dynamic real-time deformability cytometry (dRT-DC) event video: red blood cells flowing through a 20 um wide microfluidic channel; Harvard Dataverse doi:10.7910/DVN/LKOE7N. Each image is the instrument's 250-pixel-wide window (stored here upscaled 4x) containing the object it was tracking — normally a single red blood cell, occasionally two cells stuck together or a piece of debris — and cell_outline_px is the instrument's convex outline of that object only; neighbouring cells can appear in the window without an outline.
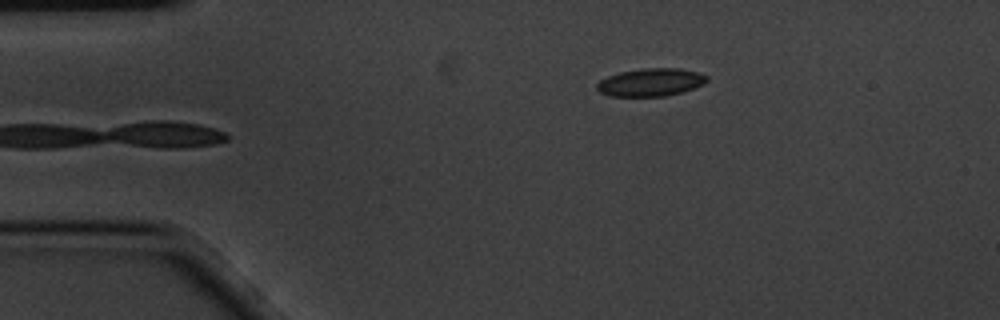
{"species": "common noctule bat (a hibernating species)", "species_latin": "Nyctalus noctula", "temperature_condition": "cold", "stored_images_in_passage": 2, "camera_frame_rate_fps": 3000, "um_per_image_px": 0.085, "animal": {"sex": "male", "body_mass_g": 20.1, "forearm_length_mm": 53.5}, "frame": {"image": 1, "passage_image": 2, "time_ms": 0.333, "image_size_px": [1000, 320], "cell_outline_px": [[708, 80], [704, 84], [680, 92], [664, 96], [608, 96], [600, 92], [596, 88], [596, 84], [600, 80], [608, 76], [620, 72], [644, 68], [680, 68], [700, 72], [708, 76]], "centroid_in_image_um": [55.31, 6.98], "position_along_channel_um": 29.7, "area_um2": 17.86}}